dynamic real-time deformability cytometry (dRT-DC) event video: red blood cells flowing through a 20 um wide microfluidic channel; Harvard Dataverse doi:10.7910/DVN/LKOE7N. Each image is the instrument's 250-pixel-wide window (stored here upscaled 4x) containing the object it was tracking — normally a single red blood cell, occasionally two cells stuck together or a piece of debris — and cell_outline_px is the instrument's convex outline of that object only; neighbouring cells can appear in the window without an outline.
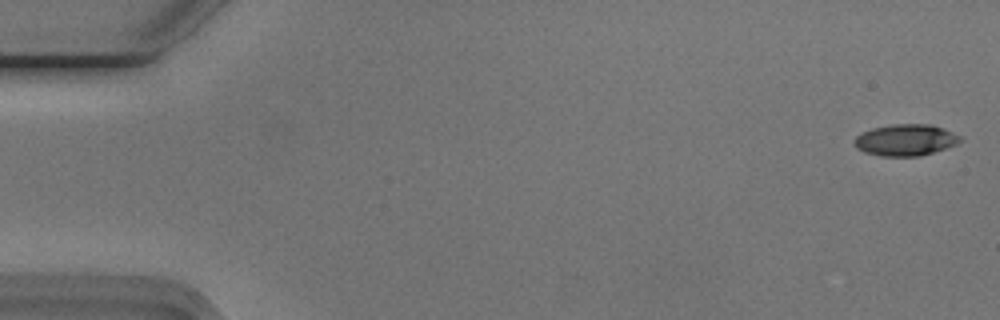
{"species": "Egyptian fruit bat (a non-hibernating species)", "species_latin": "Rousettus aegyptiacus", "temperature_condition": "cold", "stored_images_in_passage": 54, "camera_frame_rate_fps": 3000, "um_per_image_px": 0.085, "animal": {"sex": "male"}, "frame": {"image": 1, "passage_image": 1, "time_ms": 0.0, "image_size_px": [1000, 320], "cell_outline_px": [[964, 140], [956, 144], [920, 156], [880, 156], [864, 152], [856, 148], [852, 140], [860, 132], [872, 128], [892, 124], [932, 124], [964, 136]], "centroid_in_image_um": [76.97, 11.89], "position_along_channel_um": 8.0, "area_um2": 19.71}}
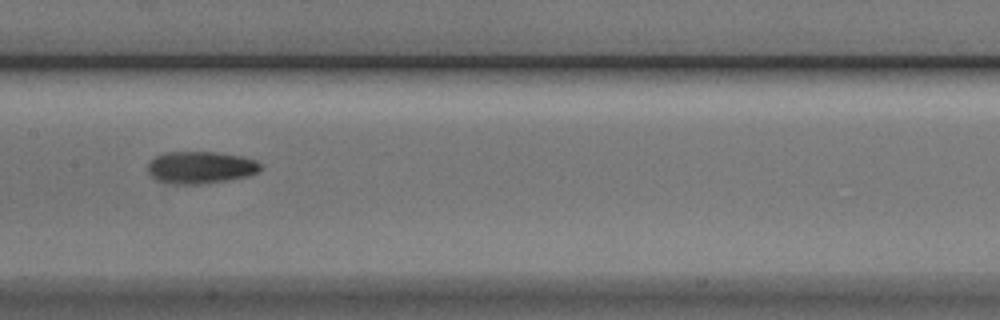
{"frame": {"image": 2, "passage_image": 27, "time_ms": 8.667, "image_size_px": [1000, 320], "cell_outline_px": [[260, 168], [256, 172], [248, 176], [200, 184], [168, 184], [156, 180], [148, 172], [148, 160], [164, 152], [216, 152], [240, 156], [256, 160], [260, 164]], "centroid_in_image_um": [16.98, 14.23], "position_along_channel_um": 190.4, "area_um2": 21.1}}
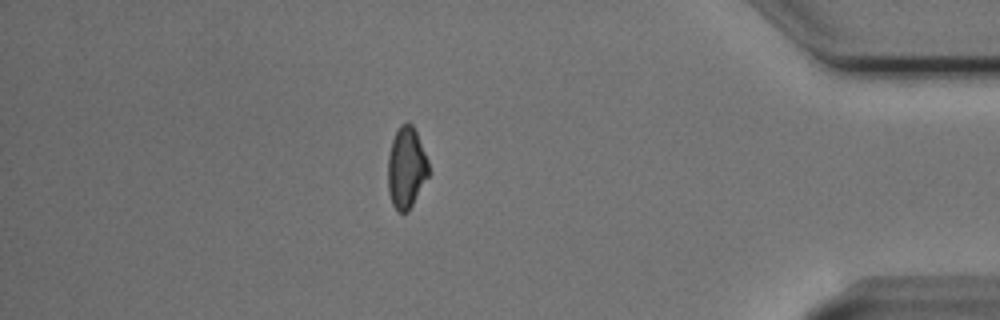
{"frame": {"image": 3, "passage_image": 47, "time_ms": 15.333, "image_size_px": [1000, 320], "cell_outline_px": [[428, 176], [408, 212], [396, 212], [392, 204], [388, 188], [388, 156], [392, 140], [400, 124], [412, 124], [416, 132], [428, 160]], "centroid_in_image_um": [34.52, 14.28], "position_along_channel_um": 400.7, "area_um2": 19.07}, "authors_computed_cell_mechanics": {"area_um2": 19.8832, "velocity_mm_per_s": 3.7587, "shape_relaxation_time_tau1_ms": 2.5696, "shape_relaxation_time_tau2_ms": 4.8242, "deformation_change_tau1": 0.1391, "deformation_change_tau2": 0.1174}}